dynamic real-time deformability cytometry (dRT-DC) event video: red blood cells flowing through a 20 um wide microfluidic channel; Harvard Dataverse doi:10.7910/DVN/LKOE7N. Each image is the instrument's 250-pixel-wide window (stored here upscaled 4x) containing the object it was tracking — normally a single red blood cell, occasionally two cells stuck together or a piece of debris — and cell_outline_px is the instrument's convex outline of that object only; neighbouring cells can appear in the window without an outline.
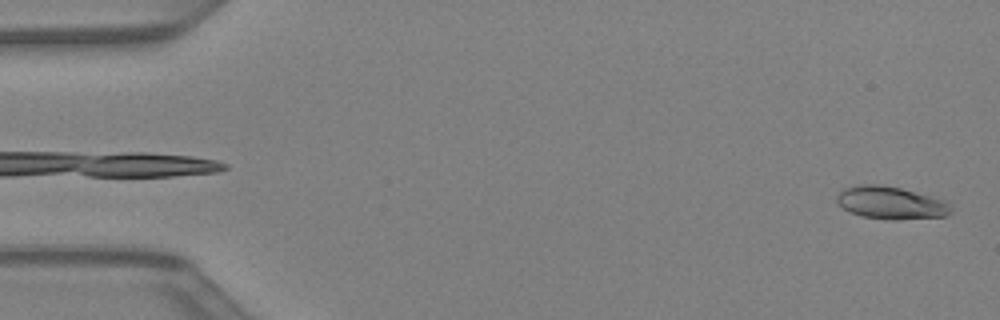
{"species": "Egyptian fruit bat (a non-hibernating species)", "species_latin": "Rousettus aegyptiacus", "temperature_condition": "warm", "stored_images_in_passage": 12, "camera_frame_rate_fps": 3000, "um_per_image_px": 0.085, "animal": {"sex": "female"}, "frame": {"image": 1, "passage_image": 1, "time_ms": 0.0, "image_size_px": [1000, 320], "cell_outline_px": [[952, 212], [944, 216], [896, 220], [892, 220], [860, 216], [836, 204], [836, 196], [844, 188], [856, 184], [876, 184], [900, 188], [928, 196], [940, 200], [948, 204]], "centroid_in_image_um": [75.63, 17.24], "position_along_channel_um": 9.4, "area_um2": 21.39}}
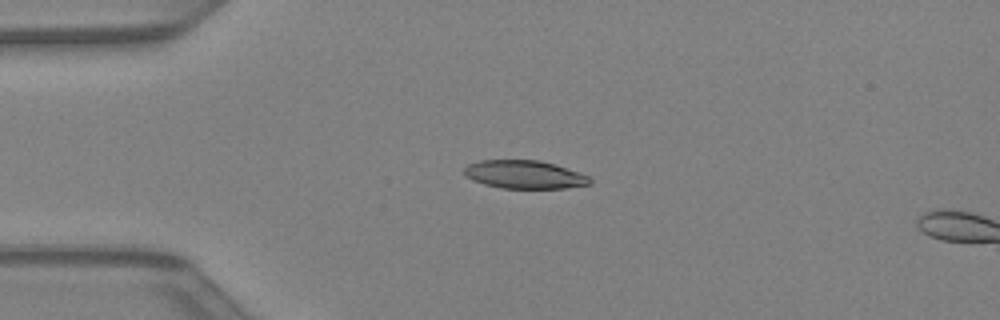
{"frame": {"image": 2, "passage_image": 10, "time_ms": 3.0, "image_size_px": [1000, 320], "cell_outline_px": [[592, 184], [564, 188], [500, 188], [484, 184], [472, 180], [464, 172], [464, 168], [468, 164], [480, 160], [540, 160], [556, 164], [588, 176], [592, 180]], "centroid_in_image_um": [44.59, 14.83], "position_along_channel_um": 40.4, "area_um2": 20.63}}